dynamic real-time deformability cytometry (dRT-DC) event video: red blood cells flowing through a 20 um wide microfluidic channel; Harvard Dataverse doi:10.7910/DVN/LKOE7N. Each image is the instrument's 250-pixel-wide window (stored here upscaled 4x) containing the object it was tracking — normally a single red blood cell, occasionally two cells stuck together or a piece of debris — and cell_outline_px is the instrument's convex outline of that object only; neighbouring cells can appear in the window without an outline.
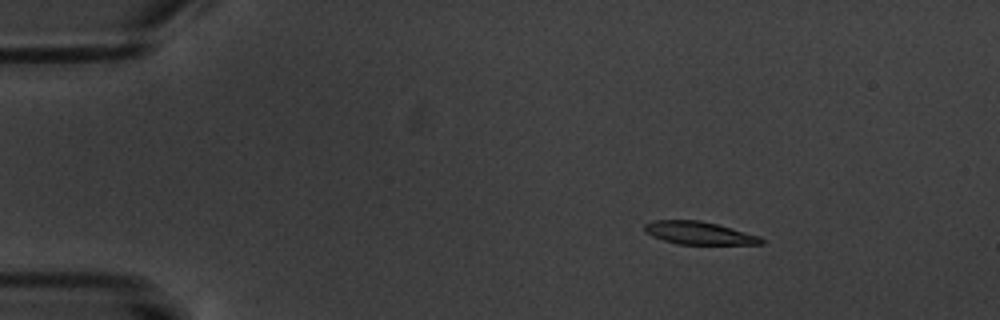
{"species": "common noctule bat (a hibernating species)", "species_latin": "Nyctalus noctula", "temperature_condition": "warm", "stored_images_in_passage": 9, "camera_frame_rate_fps": 3000, "um_per_image_px": 0.085, "animal": {"sex": "male", "body_mass_g": 20.1, "forearm_length_mm": 53.5}, "frame": {"image": 1, "passage_image": 3, "time_ms": 2.333, "image_size_px": [1000, 320], "cell_outline_px": [[764, 244], [676, 244], [652, 236], [644, 232], [644, 224], [652, 220], [700, 220], [716, 224], [760, 236], [764, 240]], "centroid_in_image_um": [59.38, 19.8], "position_along_channel_um": 25.6, "area_um2": 15.49}}
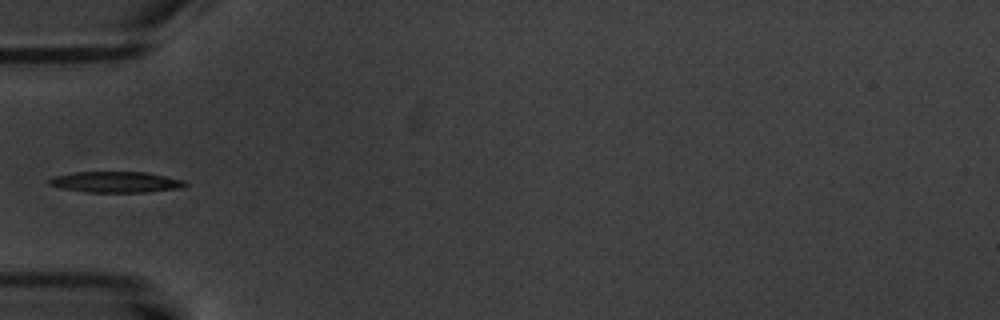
{"frame": {"image": 2, "passage_image": 6, "time_ms": 6.0, "image_size_px": [1000, 320], "cell_outline_px": [[188, 184], [180, 188], [148, 192], [88, 192], [60, 188], [48, 184], [48, 180], [56, 176], [76, 172], [148, 172], [184, 180]], "centroid_in_image_um": [9.87, 15.47], "position_along_channel_um": 75.1, "area_um2": 16.53}}